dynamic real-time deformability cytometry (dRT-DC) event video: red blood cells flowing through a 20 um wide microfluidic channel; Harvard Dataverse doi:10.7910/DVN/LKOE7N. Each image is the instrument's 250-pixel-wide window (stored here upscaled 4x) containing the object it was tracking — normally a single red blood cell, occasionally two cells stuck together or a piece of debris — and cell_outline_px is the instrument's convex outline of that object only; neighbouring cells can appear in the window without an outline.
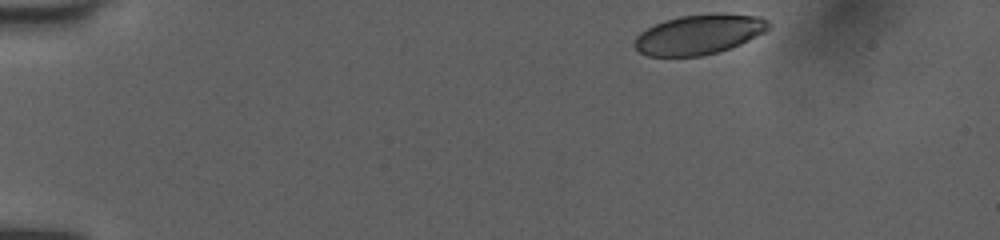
{"species": "human", "species_latin": "Homo sapiens", "temperature_condition": "room temperature", "stored_images_in_passage": 40, "camera_frame_rate_fps": 3000, "um_per_image_px": 0.085, "donor": {"sex": "female"}, "frame": {"image": 1, "passage_image": 1, "time_ms": 0.0, "image_size_px": [1000, 240], "cell_outline_px": [[772, 24], [764, 32], [740, 44], [716, 52], [700, 56], [648, 56], [640, 52], [632, 44], [636, 36], [640, 32], [664, 20], [680, 16], [712, 12], [720, 12], [760, 16], [768, 20]], "centroid_in_image_um": [59.43, 2.9], "position_along_channel_um": 25.6, "area_um2": 31.33}}
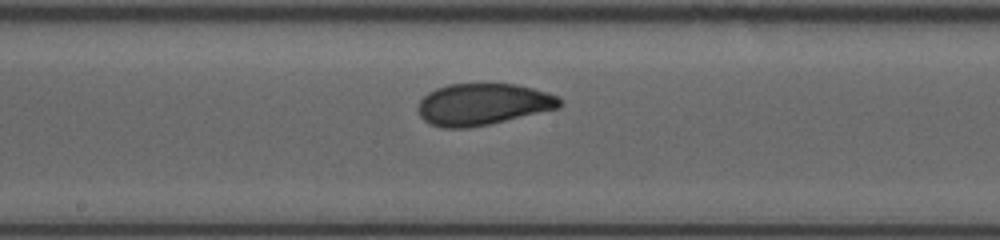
{"frame": {"image": 2, "passage_image": 22, "time_ms": 7.0, "image_size_px": [1000, 240], "cell_outline_px": [[560, 108], [488, 124], [468, 128], [444, 128], [428, 124], [420, 116], [416, 108], [420, 100], [428, 92], [436, 88], [448, 84], [516, 84], [532, 88], [560, 96]], "centroid_in_image_um": [41.01, 8.87], "position_along_channel_um": 207.2, "area_um2": 34.45}}
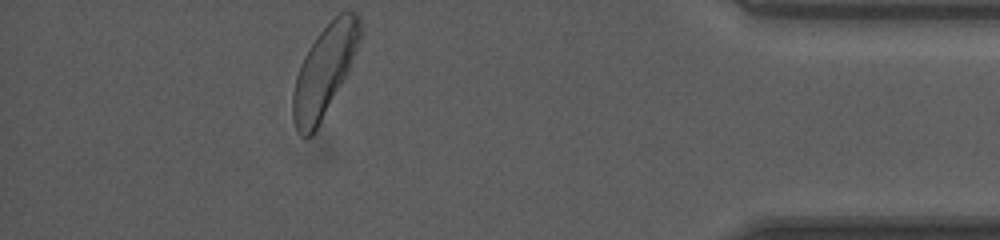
{"frame": {"image": 3, "passage_image": 40, "time_ms": 13.0, "image_size_px": [1000, 240], "cell_outline_px": [[360, 40], [348, 72], [344, 80], [312, 136], [300, 136], [296, 128], [292, 116], [292, 92], [296, 76], [300, 64], [304, 56], [316, 36], [340, 12], [356, 12], [360, 16]], "centroid_in_image_um": [27.55, 6.03], "position_along_channel_um": 407.6, "area_um2": 35.03}, "authors_computed_cell_mechanics": {"area_um2": 34.3332, "velocity_mm_per_s": 4.0197, "shape_relaxation_time_tau1_ms": 2.9624, "shape_relaxation_time_tau2_ms": 1.1326, "deformation_change_tau1": 0.1272, "deformation_change_tau2": 0.0609}}